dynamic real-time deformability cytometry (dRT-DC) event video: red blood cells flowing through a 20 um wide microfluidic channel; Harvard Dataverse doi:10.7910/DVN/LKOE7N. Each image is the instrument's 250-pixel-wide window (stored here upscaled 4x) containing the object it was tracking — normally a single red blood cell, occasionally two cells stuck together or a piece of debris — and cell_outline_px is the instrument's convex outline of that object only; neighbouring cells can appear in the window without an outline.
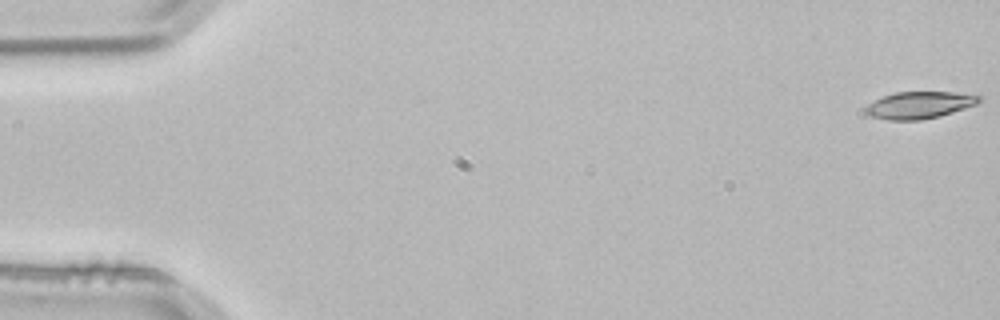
{"species": "common noctule bat (a hibernating species)", "species_latin": "Nyctalus noctula", "temperature_condition": "room temperature", "stored_images_in_passage": 4, "camera_frame_rate_fps": 3000, "um_per_image_px": 0.085, "animal": {"sex": "male", "body_mass_g": 21.5, "forearm_length_mm": 52.0}, "frame": {"image": 1, "passage_image": 1, "time_ms": 0.0, "image_size_px": [1000, 320], "cell_outline_px": [[984, 100], [976, 104], [940, 116], [920, 120], [888, 120], [872, 116], [864, 112], [864, 108], [868, 104], [884, 96], [896, 92], [952, 92], [980, 96]], "centroid_in_image_um": [78.15, 8.93], "position_along_channel_um": 6.9, "area_um2": 17.69}}
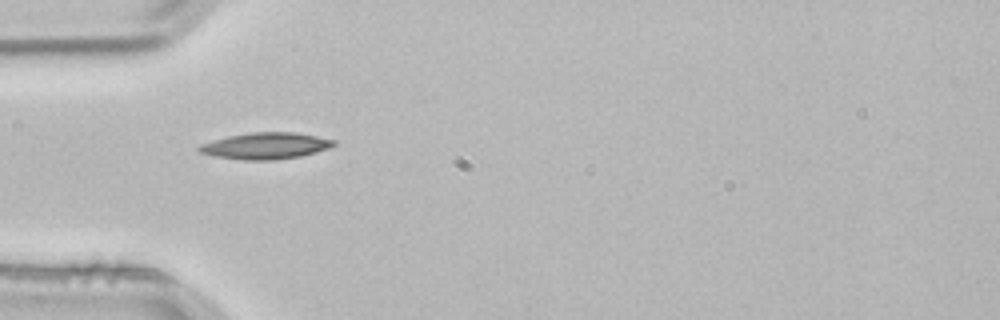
{"frame": {"image": 2, "passage_image": 4, "time_ms": 1.0, "image_size_px": [1000, 320], "cell_outline_px": [[336, 144], [328, 148], [316, 152], [300, 156], [276, 160], [244, 160], [212, 156], [200, 152], [196, 148], [200, 144], [228, 136], [252, 132], [296, 132], [336, 140]], "centroid_in_image_um": [22.57, 12.4], "position_along_channel_um": 62.4, "area_um2": 20.81}}